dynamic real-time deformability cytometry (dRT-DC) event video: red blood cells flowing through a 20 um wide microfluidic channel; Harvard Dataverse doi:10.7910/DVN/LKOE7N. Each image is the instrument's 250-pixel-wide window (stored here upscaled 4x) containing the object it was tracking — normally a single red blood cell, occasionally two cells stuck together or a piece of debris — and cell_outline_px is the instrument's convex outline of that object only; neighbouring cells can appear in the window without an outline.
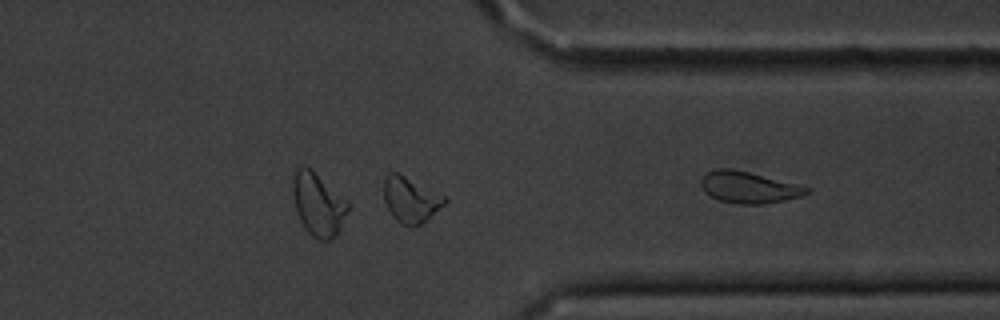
{"species": "common noctule bat (a hibernating species)", "species_latin": "Nyctalus noctula", "temperature_condition": "cold", "stored_images_in_passage": 33, "camera_frame_rate_fps": 3000, "um_per_image_px": 0.085, "animal": {"sex": "male", "body_mass_g": 20.1, "forearm_length_mm": 53.5}, "frame": {"image": 1, "passage_image": 28, "time_ms": 9.0, "image_size_px": [1000, 320], "cell_outline_px": [[448, 200], [444, 204], [420, 224], [400, 224], [392, 216], [384, 200], [384, 180], [392, 172], [396, 172], [448, 196]], "centroid_in_image_um": [34.92, 16.95], "position_along_channel_um": 376.5, "area_um2": 15.78}, "authors_computed_cell_mechanics": {"area_um2": 15.3748, "velocity_mm_per_s": 3.6035, "shape_relaxation_time_tau1_ms": 4.0333, "shape_relaxation_time_tau2_ms": 3.65, "deformation_change_tau1": 0.1015, "deformation_change_tau2": 0.0804}}